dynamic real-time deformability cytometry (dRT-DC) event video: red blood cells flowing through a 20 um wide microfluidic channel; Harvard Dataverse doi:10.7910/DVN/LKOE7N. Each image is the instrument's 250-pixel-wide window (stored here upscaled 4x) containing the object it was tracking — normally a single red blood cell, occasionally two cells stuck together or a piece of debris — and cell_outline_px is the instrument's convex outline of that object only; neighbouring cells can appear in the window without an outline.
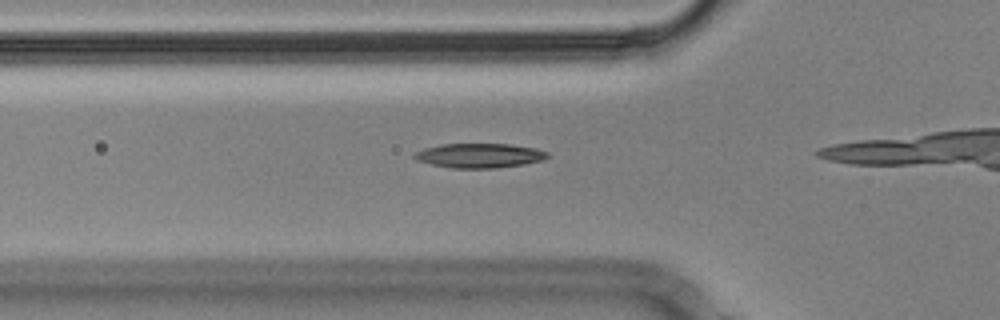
{"species": "Egyptian fruit bat (a non-hibernating species)", "species_latin": "Rousettus aegyptiacus", "temperature_condition": "cold", "stored_images_in_passage": 18, "camera_frame_rate_fps": 3000, "um_per_image_px": 0.085, "animal": {"sex": "male"}, "frame": {"image": 1, "passage_image": 13, "time_ms": 4.0, "image_size_px": [1000, 320], "cell_outline_px": [[548, 156], [544, 160], [524, 164], [496, 168], [452, 168], [432, 164], [416, 160], [412, 156], [416, 152], [424, 148], [440, 144], [512, 144], [536, 148], [548, 152]], "centroid_in_image_um": [40.76, 13.22], "position_along_channel_um": 85.0, "area_um2": 19.02}}